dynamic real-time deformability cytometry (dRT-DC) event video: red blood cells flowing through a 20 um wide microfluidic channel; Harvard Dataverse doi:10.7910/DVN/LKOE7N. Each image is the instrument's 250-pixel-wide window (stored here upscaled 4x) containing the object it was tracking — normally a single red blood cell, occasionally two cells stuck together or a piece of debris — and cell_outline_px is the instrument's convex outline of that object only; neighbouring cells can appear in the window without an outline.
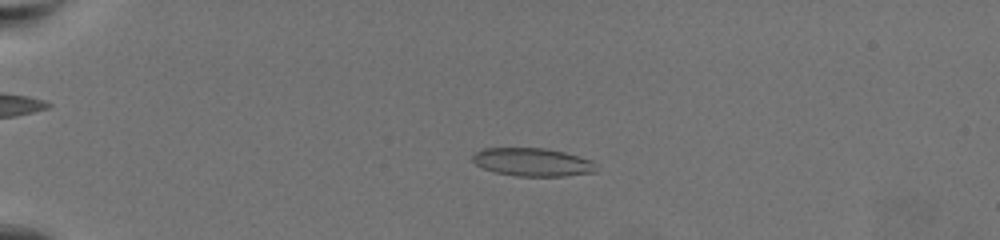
{"species": "common noctule bat (a hibernating species)", "species_latin": "Nyctalus noctula", "temperature_condition": "warm", "stored_images_in_passage": 65, "camera_frame_rate_fps": 3000, "um_per_image_px": 0.085, "animal": {"sex": "female", "body_mass_g": 19.5, "forearm_length_mm": 54.1}, "frame": {"image": 1, "passage_image": 18, "time_ms": 5.667, "image_size_px": [1000, 240], "cell_outline_px": [[600, 172], [564, 176], [516, 176], [496, 172], [484, 168], [476, 164], [472, 160], [472, 156], [476, 152], [484, 148], [544, 148], [564, 152], [592, 160]], "centroid_in_image_um": [45.31, 13.79], "position_along_channel_um": 39.7, "area_um2": 20.35}}
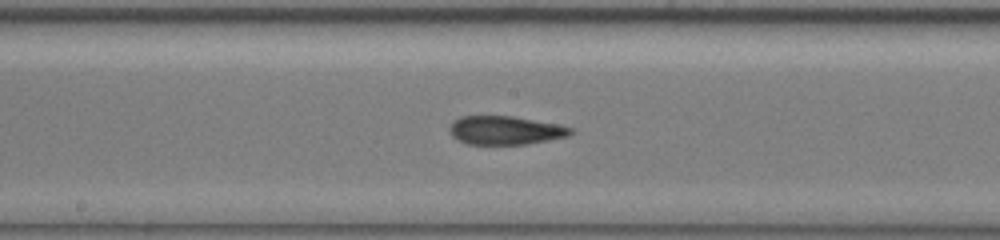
{"frame": {"image": 2, "passage_image": 38, "time_ms": 12.333, "image_size_px": [1000, 240], "cell_outline_px": [[572, 132], [568, 136], [528, 144], [468, 144], [456, 140], [452, 136], [448, 128], [460, 116], [512, 116], [560, 124], [572, 128]], "centroid_in_image_um": [42.95, 11.08], "position_along_channel_um": 205.3, "area_um2": 20.17}}
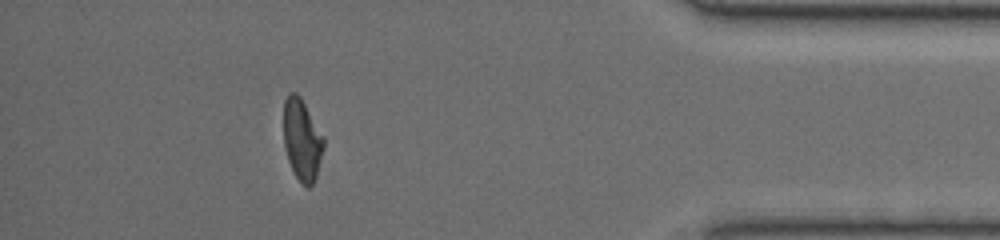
{"frame": {"image": 3, "passage_image": 59, "time_ms": 19.333, "image_size_px": [1000, 240], "cell_outline_px": [[324, 148], [316, 176], [312, 184], [308, 188], [304, 188], [300, 184], [288, 160], [284, 144], [284, 100], [288, 92], [296, 92], [300, 96], [324, 136]], "centroid_in_image_um": [25.67, 11.88], "position_along_channel_um": 409.5, "area_um2": 19.13}, "authors_computed_cell_mechanics": {"area_um2": 20.1144, "velocity_mm_per_s": 3.44, "shape_relaxation_time_tau1_ms": null, "shape_relaxation_time_tau2_ms": 1.1941, "deformation_change_tau1": null, "deformation_change_tau2": 0.0909}}